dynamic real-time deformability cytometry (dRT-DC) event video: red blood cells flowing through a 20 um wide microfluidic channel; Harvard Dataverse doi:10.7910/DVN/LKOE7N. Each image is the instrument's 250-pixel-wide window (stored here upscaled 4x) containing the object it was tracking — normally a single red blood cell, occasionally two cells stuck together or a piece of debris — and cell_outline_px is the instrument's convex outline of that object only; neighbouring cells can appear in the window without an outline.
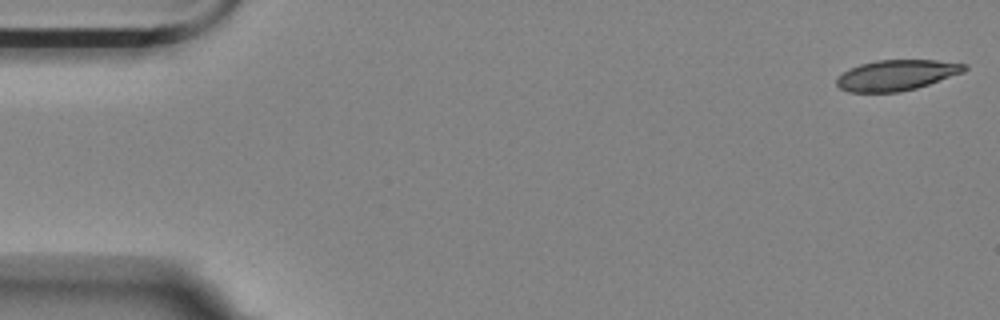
{"species": "Egyptian fruit bat (a non-hibernating species)", "species_latin": "Rousettus aegyptiacus", "temperature_condition": "room temperature", "stored_images_in_passage": 13, "camera_frame_rate_fps": 3000, "um_per_image_px": 0.085, "animal": {"sex": "female"}, "frame": {"image": 1, "passage_image": 1, "time_ms": 0.0, "image_size_px": [1000, 320], "cell_outline_px": [[968, 68], [964, 72], [916, 88], [900, 92], [848, 92], [840, 88], [836, 84], [836, 80], [844, 72], [860, 64], [876, 60], [936, 60], [968, 64]], "centroid_in_image_um": [76.23, 6.38], "position_along_channel_um": 8.8, "area_um2": 22.66}}